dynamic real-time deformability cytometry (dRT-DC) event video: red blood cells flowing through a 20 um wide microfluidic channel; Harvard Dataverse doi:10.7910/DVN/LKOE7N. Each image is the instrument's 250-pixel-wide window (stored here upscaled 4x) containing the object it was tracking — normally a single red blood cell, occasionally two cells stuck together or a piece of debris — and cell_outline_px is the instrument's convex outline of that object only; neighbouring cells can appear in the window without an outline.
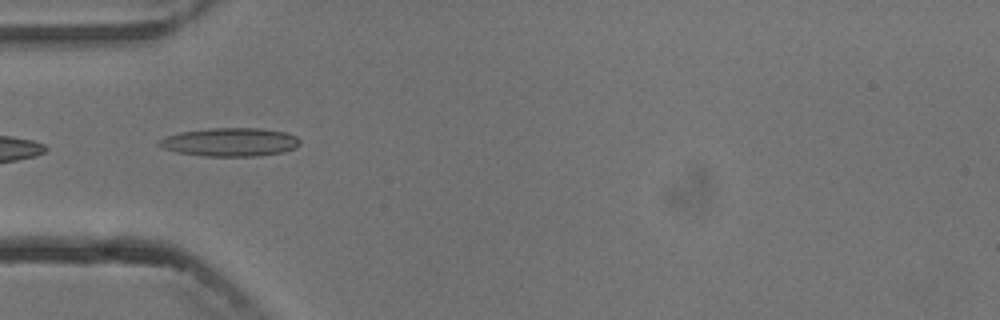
{"species": "common noctule bat (a hibernating species)", "species_latin": "Nyctalus noctula", "temperature_condition": "cold", "stored_images_in_passage": 5, "camera_frame_rate_fps": 3000, "um_per_image_px": 0.085, "animal": {"sex": "male", "body_mass_g": 13.3}, "frame": {"image": 1, "passage_image": 3, "time_ms": 2.333, "image_size_px": [1000, 320], "cell_outline_px": [[300, 144], [296, 148], [284, 152], [256, 156], [204, 156], [176, 152], [164, 148], [156, 144], [164, 136], [180, 132], [212, 128], [260, 128], [288, 132], [296, 136], [300, 140]], "centroid_in_image_um": [19.58, 12.07], "position_along_channel_um": 65.4, "area_um2": 23.52}}
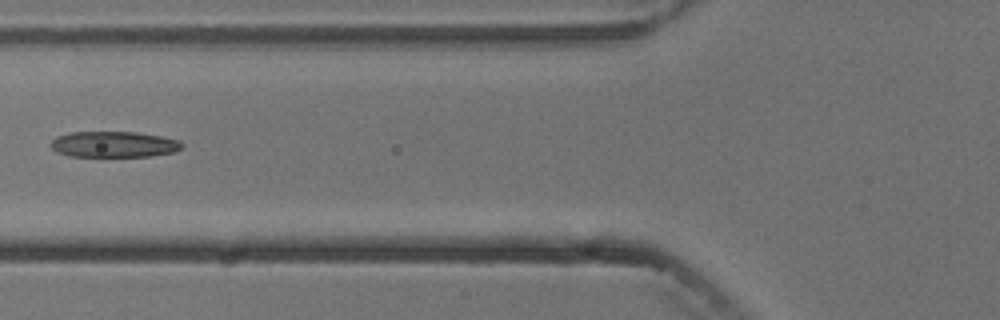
{"frame": {"image": 2, "passage_image": 4, "time_ms": 3.667, "image_size_px": [1000, 320], "cell_outline_px": [[184, 144], [180, 148], [172, 152], [148, 156], [68, 156], [56, 152], [48, 144], [56, 136], [68, 132], [136, 132], [160, 136], [180, 140]], "centroid_in_image_um": [9.62, 12.26], "position_along_channel_um": 116.2, "area_um2": 19.83}}
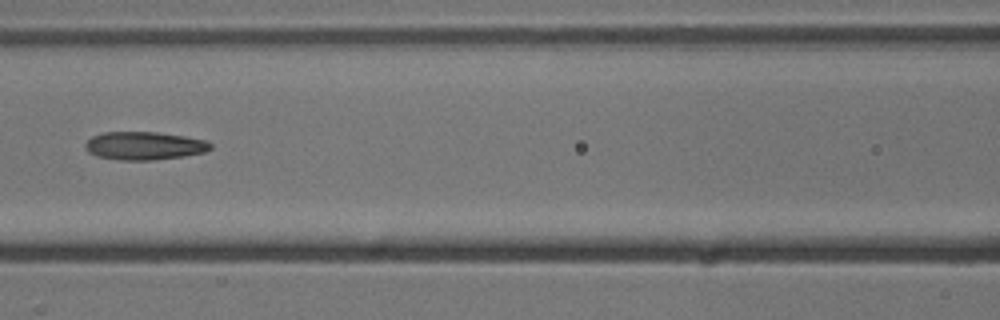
{"frame": {"image": 3, "passage_image": 5, "time_ms": 4.667, "image_size_px": [1000, 320], "cell_outline_px": [[212, 148], [204, 152], [184, 156], [148, 160], [120, 160], [96, 156], [88, 152], [84, 148], [84, 144], [92, 136], [104, 132], [160, 132], [208, 140], [212, 144]], "centroid_in_image_um": [12.26, 12.38], "position_along_channel_um": 154.3, "area_um2": 20.63}}